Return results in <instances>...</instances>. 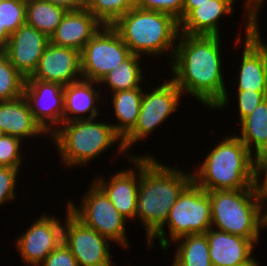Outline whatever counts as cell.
<instances>
[{
  "label": "cell",
  "mask_w": 267,
  "mask_h": 266,
  "mask_svg": "<svg viewBox=\"0 0 267 266\" xmlns=\"http://www.w3.org/2000/svg\"><path fill=\"white\" fill-rule=\"evenodd\" d=\"M21 139L1 134L0 135V166L2 167H13V168H21L23 165V161L25 158L23 157V152H21L22 148ZM22 153V154H21Z\"/></svg>",
  "instance_id": "4dcf8cb0"
},
{
  "label": "cell",
  "mask_w": 267,
  "mask_h": 266,
  "mask_svg": "<svg viewBox=\"0 0 267 266\" xmlns=\"http://www.w3.org/2000/svg\"><path fill=\"white\" fill-rule=\"evenodd\" d=\"M173 243L178 246L171 266H212L205 233L186 235Z\"/></svg>",
  "instance_id": "d4e9b609"
},
{
  "label": "cell",
  "mask_w": 267,
  "mask_h": 266,
  "mask_svg": "<svg viewBox=\"0 0 267 266\" xmlns=\"http://www.w3.org/2000/svg\"><path fill=\"white\" fill-rule=\"evenodd\" d=\"M158 84L159 86L152 88L150 92H146L144 89L136 125L123 139L125 151L131 157H154L151 153H149L150 155H132L128 153V149L131 150V146L133 147L135 143L138 144L140 140L149 137V134L155 132L157 127L168 120L177 111L181 98L184 96L171 79Z\"/></svg>",
  "instance_id": "9c48e42d"
},
{
  "label": "cell",
  "mask_w": 267,
  "mask_h": 266,
  "mask_svg": "<svg viewBox=\"0 0 267 266\" xmlns=\"http://www.w3.org/2000/svg\"><path fill=\"white\" fill-rule=\"evenodd\" d=\"M85 8L103 25L112 26L133 7L126 0H85Z\"/></svg>",
  "instance_id": "f1b7e54d"
},
{
  "label": "cell",
  "mask_w": 267,
  "mask_h": 266,
  "mask_svg": "<svg viewBox=\"0 0 267 266\" xmlns=\"http://www.w3.org/2000/svg\"><path fill=\"white\" fill-rule=\"evenodd\" d=\"M142 9L164 12L182 21L183 0H140L137 6Z\"/></svg>",
  "instance_id": "e575fe53"
},
{
  "label": "cell",
  "mask_w": 267,
  "mask_h": 266,
  "mask_svg": "<svg viewBox=\"0 0 267 266\" xmlns=\"http://www.w3.org/2000/svg\"><path fill=\"white\" fill-rule=\"evenodd\" d=\"M240 124V135L236 136L246 145L249 151L254 156L267 151V98L253 112L242 119Z\"/></svg>",
  "instance_id": "cb8c5ba5"
},
{
  "label": "cell",
  "mask_w": 267,
  "mask_h": 266,
  "mask_svg": "<svg viewBox=\"0 0 267 266\" xmlns=\"http://www.w3.org/2000/svg\"><path fill=\"white\" fill-rule=\"evenodd\" d=\"M45 82H56L63 86L83 79L81 52L74 48L48 43L37 69L31 77Z\"/></svg>",
  "instance_id": "2e32d148"
},
{
  "label": "cell",
  "mask_w": 267,
  "mask_h": 266,
  "mask_svg": "<svg viewBox=\"0 0 267 266\" xmlns=\"http://www.w3.org/2000/svg\"><path fill=\"white\" fill-rule=\"evenodd\" d=\"M221 37L179 34L170 61V79L183 95H191L211 110L225 109L230 102L222 74Z\"/></svg>",
  "instance_id": "6da1fadb"
},
{
  "label": "cell",
  "mask_w": 267,
  "mask_h": 266,
  "mask_svg": "<svg viewBox=\"0 0 267 266\" xmlns=\"http://www.w3.org/2000/svg\"><path fill=\"white\" fill-rule=\"evenodd\" d=\"M240 266H259V262L254 257L250 262H247V263L240 265Z\"/></svg>",
  "instance_id": "60d3db41"
},
{
  "label": "cell",
  "mask_w": 267,
  "mask_h": 266,
  "mask_svg": "<svg viewBox=\"0 0 267 266\" xmlns=\"http://www.w3.org/2000/svg\"><path fill=\"white\" fill-rule=\"evenodd\" d=\"M42 1L63 7L67 11H76L85 8V0H42Z\"/></svg>",
  "instance_id": "74e56055"
},
{
  "label": "cell",
  "mask_w": 267,
  "mask_h": 266,
  "mask_svg": "<svg viewBox=\"0 0 267 266\" xmlns=\"http://www.w3.org/2000/svg\"><path fill=\"white\" fill-rule=\"evenodd\" d=\"M211 203V228L259 241L266 227V206L254 186L241 190L207 191Z\"/></svg>",
  "instance_id": "8992f818"
},
{
  "label": "cell",
  "mask_w": 267,
  "mask_h": 266,
  "mask_svg": "<svg viewBox=\"0 0 267 266\" xmlns=\"http://www.w3.org/2000/svg\"><path fill=\"white\" fill-rule=\"evenodd\" d=\"M237 108L240 121L247 117L253 110L267 98V92H255L249 90H237Z\"/></svg>",
  "instance_id": "836d02e7"
},
{
  "label": "cell",
  "mask_w": 267,
  "mask_h": 266,
  "mask_svg": "<svg viewBox=\"0 0 267 266\" xmlns=\"http://www.w3.org/2000/svg\"><path fill=\"white\" fill-rule=\"evenodd\" d=\"M23 96L34 119L50 137L63 123L64 86L56 82L26 79Z\"/></svg>",
  "instance_id": "7c38bea8"
},
{
  "label": "cell",
  "mask_w": 267,
  "mask_h": 266,
  "mask_svg": "<svg viewBox=\"0 0 267 266\" xmlns=\"http://www.w3.org/2000/svg\"><path fill=\"white\" fill-rule=\"evenodd\" d=\"M131 54L119 33L103 25L81 51L83 79L99 82Z\"/></svg>",
  "instance_id": "30bf717a"
},
{
  "label": "cell",
  "mask_w": 267,
  "mask_h": 266,
  "mask_svg": "<svg viewBox=\"0 0 267 266\" xmlns=\"http://www.w3.org/2000/svg\"><path fill=\"white\" fill-rule=\"evenodd\" d=\"M0 133L17 137L22 141L27 137L47 136L34 119L24 96L0 101Z\"/></svg>",
  "instance_id": "7402d4cb"
},
{
  "label": "cell",
  "mask_w": 267,
  "mask_h": 266,
  "mask_svg": "<svg viewBox=\"0 0 267 266\" xmlns=\"http://www.w3.org/2000/svg\"><path fill=\"white\" fill-rule=\"evenodd\" d=\"M63 224L58 217L45 213L33 221L15 240L22 263L39 266L46 256L63 242Z\"/></svg>",
  "instance_id": "4fadbf2b"
},
{
  "label": "cell",
  "mask_w": 267,
  "mask_h": 266,
  "mask_svg": "<svg viewBox=\"0 0 267 266\" xmlns=\"http://www.w3.org/2000/svg\"><path fill=\"white\" fill-rule=\"evenodd\" d=\"M141 61V56L131 54L118 67L106 74L99 81V85H108L112 93L141 87V84L144 83L143 69L140 67Z\"/></svg>",
  "instance_id": "484cf974"
},
{
  "label": "cell",
  "mask_w": 267,
  "mask_h": 266,
  "mask_svg": "<svg viewBox=\"0 0 267 266\" xmlns=\"http://www.w3.org/2000/svg\"><path fill=\"white\" fill-rule=\"evenodd\" d=\"M94 86L99 88V82L85 79L64 86L63 122L92 119L100 116L99 113L101 112L98 104L102 102V96H100L102 90L100 91ZM87 114L89 115L85 116Z\"/></svg>",
  "instance_id": "ffe728a7"
},
{
  "label": "cell",
  "mask_w": 267,
  "mask_h": 266,
  "mask_svg": "<svg viewBox=\"0 0 267 266\" xmlns=\"http://www.w3.org/2000/svg\"><path fill=\"white\" fill-rule=\"evenodd\" d=\"M132 7H137L140 0H126Z\"/></svg>",
  "instance_id": "b9f144b4"
},
{
  "label": "cell",
  "mask_w": 267,
  "mask_h": 266,
  "mask_svg": "<svg viewBox=\"0 0 267 266\" xmlns=\"http://www.w3.org/2000/svg\"><path fill=\"white\" fill-rule=\"evenodd\" d=\"M10 35L11 33L9 31H0V50H2L8 43Z\"/></svg>",
  "instance_id": "ab89813d"
},
{
  "label": "cell",
  "mask_w": 267,
  "mask_h": 266,
  "mask_svg": "<svg viewBox=\"0 0 267 266\" xmlns=\"http://www.w3.org/2000/svg\"><path fill=\"white\" fill-rule=\"evenodd\" d=\"M192 181L191 171L170 167L155 157H140L136 219L143 223L146 241L165 224L171 207Z\"/></svg>",
  "instance_id": "7a4b0ae2"
},
{
  "label": "cell",
  "mask_w": 267,
  "mask_h": 266,
  "mask_svg": "<svg viewBox=\"0 0 267 266\" xmlns=\"http://www.w3.org/2000/svg\"><path fill=\"white\" fill-rule=\"evenodd\" d=\"M66 206L63 243L71 250L78 266H116L115 262H111L112 242L83 224L70 212L68 205Z\"/></svg>",
  "instance_id": "8fae6325"
},
{
  "label": "cell",
  "mask_w": 267,
  "mask_h": 266,
  "mask_svg": "<svg viewBox=\"0 0 267 266\" xmlns=\"http://www.w3.org/2000/svg\"><path fill=\"white\" fill-rule=\"evenodd\" d=\"M259 25L245 24V41L236 90L267 92V44L262 41Z\"/></svg>",
  "instance_id": "5bb4252c"
},
{
  "label": "cell",
  "mask_w": 267,
  "mask_h": 266,
  "mask_svg": "<svg viewBox=\"0 0 267 266\" xmlns=\"http://www.w3.org/2000/svg\"><path fill=\"white\" fill-rule=\"evenodd\" d=\"M205 235L212 266H240L250 262L254 258V245L259 243L214 228H210Z\"/></svg>",
  "instance_id": "ac0fdd59"
},
{
  "label": "cell",
  "mask_w": 267,
  "mask_h": 266,
  "mask_svg": "<svg viewBox=\"0 0 267 266\" xmlns=\"http://www.w3.org/2000/svg\"><path fill=\"white\" fill-rule=\"evenodd\" d=\"M26 78L10 63L0 50V101L14 100L23 96Z\"/></svg>",
  "instance_id": "83f0119b"
},
{
  "label": "cell",
  "mask_w": 267,
  "mask_h": 266,
  "mask_svg": "<svg viewBox=\"0 0 267 266\" xmlns=\"http://www.w3.org/2000/svg\"><path fill=\"white\" fill-rule=\"evenodd\" d=\"M102 26L103 24L86 8L67 11L61 23L49 37V42L81 52Z\"/></svg>",
  "instance_id": "d6986e66"
},
{
  "label": "cell",
  "mask_w": 267,
  "mask_h": 266,
  "mask_svg": "<svg viewBox=\"0 0 267 266\" xmlns=\"http://www.w3.org/2000/svg\"><path fill=\"white\" fill-rule=\"evenodd\" d=\"M166 226L169 229L168 238L167 230L164 228ZM211 226V203L208 192L192 181L171 207L165 224L147 241V245L152 249L157 239L160 249L167 254L170 245L177 239L186 235L206 233Z\"/></svg>",
  "instance_id": "52a82bcc"
},
{
  "label": "cell",
  "mask_w": 267,
  "mask_h": 266,
  "mask_svg": "<svg viewBox=\"0 0 267 266\" xmlns=\"http://www.w3.org/2000/svg\"><path fill=\"white\" fill-rule=\"evenodd\" d=\"M112 27L132 54L142 59L144 55L159 57L169 54L172 60L179 36V22L172 15L133 7Z\"/></svg>",
  "instance_id": "277c9868"
},
{
  "label": "cell",
  "mask_w": 267,
  "mask_h": 266,
  "mask_svg": "<svg viewBox=\"0 0 267 266\" xmlns=\"http://www.w3.org/2000/svg\"><path fill=\"white\" fill-rule=\"evenodd\" d=\"M265 229H267V208H266V228Z\"/></svg>",
  "instance_id": "7bdbcfd3"
},
{
  "label": "cell",
  "mask_w": 267,
  "mask_h": 266,
  "mask_svg": "<svg viewBox=\"0 0 267 266\" xmlns=\"http://www.w3.org/2000/svg\"><path fill=\"white\" fill-rule=\"evenodd\" d=\"M39 266H78L71 250L61 242Z\"/></svg>",
  "instance_id": "d590c367"
},
{
  "label": "cell",
  "mask_w": 267,
  "mask_h": 266,
  "mask_svg": "<svg viewBox=\"0 0 267 266\" xmlns=\"http://www.w3.org/2000/svg\"><path fill=\"white\" fill-rule=\"evenodd\" d=\"M96 119L63 122V125L50 135L65 167L72 168L85 164L87 166L91 160L101 156L115 144L119 147L117 153L130 159L131 156L126 154L123 139L115 132L112 124Z\"/></svg>",
  "instance_id": "5b68a950"
},
{
  "label": "cell",
  "mask_w": 267,
  "mask_h": 266,
  "mask_svg": "<svg viewBox=\"0 0 267 266\" xmlns=\"http://www.w3.org/2000/svg\"><path fill=\"white\" fill-rule=\"evenodd\" d=\"M20 169L22 168L0 166V206L5 204V202H14V199L17 198L15 189Z\"/></svg>",
  "instance_id": "1f68e13d"
},
{
  "label": "cell",
  "mask_w": 267,
  "mask_h": 266,
  "mask_svg": "<svg viewBox=\"0 0 267 266\" xmlns=\"http://www.w3.org/2000/svg\"><path fill=\"white\" fill-rule=\"evenodd\" d=\"M217 144V145H216ZM193 170V181L205 191L241 190L254 182V158L246 145L234 134L216 142Z\"/></svg>",
  "instance_id": "3957f363"
},
{
  "label": "cell",
  "mask_w": 267,
  "mask_h": 266,
  "mask_svg": "<svg viewBox=\"0 0 267 266\" xmlns=\"http://www.w3.org/2000/svg\"><path fill=\"white\" fill-rule=\"evenodd\" d=\"M264 175L263 177L261 175ZM262 177V178H261ZM255 193L261 202L267 205V151L254 158V182Z\"/></svg>",
  "instance_id": "d6a6232c"
},
{
  "label": "cell",
  "mask_w": 267,
  "mask_h": 266,
  "mask_svg": "<svg viewBox=\"0 0 267 266\" xmlns=\"http://www.w3.org/2000/svg\"><path fill=\"white\" fill-rule=\"evenodd\" d=\"M26 24V0H0V31L11 34Z\"/></svg>",
  "instance_id": "f546056e"
},
{
  "label": "cell",
  "mask_w": 267,
  "mask_h": 266,
  "mask_svg": "<svg viewBox=\"0 0 267 266\" xmlns=\"http://www.w3.org/2000/svg\"><path fill=\"white\" fill-rule=\"evenodd\" d=\"M49 43V37L24 24L10 35L6 46L2 49L10 63L25 77H31L37 69L39 60Z\"/></svg>",
  "instance_id": "e0dca14e"
},
{
  "label": "cell",
  "mask_w": 267,
  "mask_h": 266,
  "mask_svg": "<svg viewBox=\"0 0 267 266\" xmlns=\"http://www.w3.org/2000/svg\"><path fill=\"white\" fill-rule=\"evenodd\" d=\"M80 201V207L68 201L70 212L86 226L122 248L129 247L127 220L118 212L104 192L92 181Z\"/></svg>",
  "instance_id": "ba28073f"
},
{
  "label": "cell",
  "mask_w": 267,
  "mask_h": 266,
  "mask_svg": "<svg viewBox=\"0 0 267 266\" xmlns=\"http://www.w3.org/2000/svg\"><path fill=\"white\" fill-rule=\"evenodd\" d=\"M143 88L120 90L110 96L117 123H112L115 132L124 139L134 128L140 112Z\"/></svg>",
  "instance_id": "603a6c76"
},
{
  "label": "cell",
  "mask_w": 267,
  "mask_h": 266,
  "mask_svg": "<svg viewBox=\"0 0 267 266\" xmlns=\"http://www.w3.org/2000/svg\"><path fill=\"white\" fill-rule=\"evenodd\" d=\"M209 0H183L182 20L199 4H204Z\"/></svg>",
  "instance_id": "f35d334b"
},
{
  "label": "cell",
  "mask_w": 267,
  "mask_h": 266,
  "mask_svg": "<svg viewBox=\"0 0 267 266\" xmlns=\"http://www.w3.org/2000/svg\"><path fill=\"white\" fill-rule=\"evenodd\" d=\"M67 10L42 0H26V24L48 37L61 23Z\"/></svg>",
  "instance_id": "4316f807"
},
{
  "label": "cell",
  "mask_w": 267,
  "mask_h": 266,
  "mask_svg": "<svg viewBox=\"0 0 267 266\" xmlns=\"http://www.w3.org/2000/svg\"><path fill=\"white\" fill-rule=\"evenodd\" d=\"M129 161L132 165L134 164V168H123L120 172L112 174L108 179L99 176L93 179V182L104 192L118 212L127 221H132L136 218L137 213L140 157H130Z\"/></svg>",
  "instance_id": "9a60e30c"
},
{
  "label": "cell",
  "mask_w": 267,
  "mask_h": 266,
  "mask_svg": "<svg viewBox=\"0 0 267 266\" xmlns=\"http://www.w3.org/2000/svg\"><path fill=\"white\" fill-rule=\"evenodd\" d=\"M266 0H245L243 7L245 9V23L246 25H259V10Z\"/></svg>",
  "instance_id": "8d00e7d4"
},
{
  "label": "cell",
  "mask_w": 267,
  "mask_h": 266,
  "mask_svg": "<svg viewBox=\"0 0 267 266\" xmlns=\"http://www.w3.org/2000/svg\"><path fill=\"white\" fill-rule=\"evenodd\" d=\"M237 0H209L199 4L180 23L179 34L221 36L219 20L230 16Z\"/></svg>",
  "instance_id": "44dd1931"
}]
</instances>
